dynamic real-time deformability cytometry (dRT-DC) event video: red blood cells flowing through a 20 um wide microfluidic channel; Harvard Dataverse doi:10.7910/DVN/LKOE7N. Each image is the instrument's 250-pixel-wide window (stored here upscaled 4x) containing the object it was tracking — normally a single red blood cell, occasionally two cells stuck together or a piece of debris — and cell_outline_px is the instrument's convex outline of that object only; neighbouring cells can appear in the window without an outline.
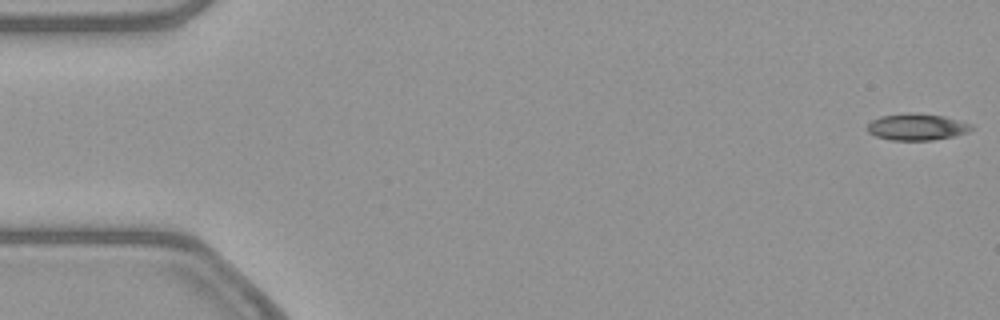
{"species": "common noctule bat (a hibernating species)", "species_latin": "Nyctalus noctula", "temperature_condition": "warm", "stored_images_in_passage": 54, "camera_frame_rate_fps": 3000, "um_per_image_px": 0.085, "animal": {"sex": "female", "body_mass_g": 21.9}, "frame": {"image": 1, "passage_image": 1, "time_ms": 0.0, "image_size_px": [1000, 320], "cell_outline_px": [[976, 128], [968, 132], [952, 136], [932, 140], [892, 140], [876, 136], [868, 132], [868, 124], [872, 120], [880, 116], [912, 112], [944, 116], [972, 124]], "centroid_in_image_um": [77.96, 10.78], "position_along_channel_um": 7.0, "area_um2": 16.13}}
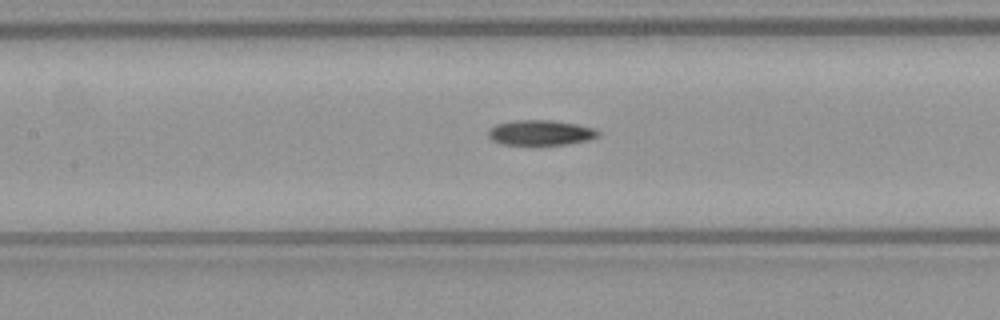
{"frame": {"image": 2, "passage_image": 24, "time_ms": 7.667, "image_size_px": [1000, 320], "cell_outline_px": [[600, 136], [588, 140], [568, 144], [504, 144], [492, 140], [488, 136], [488, 128], [496, 124], [516, 120], [552, 120], [576, 124], [596, 128], [600, 132]], "centroid_in_image_um": [45.97, 11.26], "position_along_channel_um": 161.4, "area_um2": 16.13}}
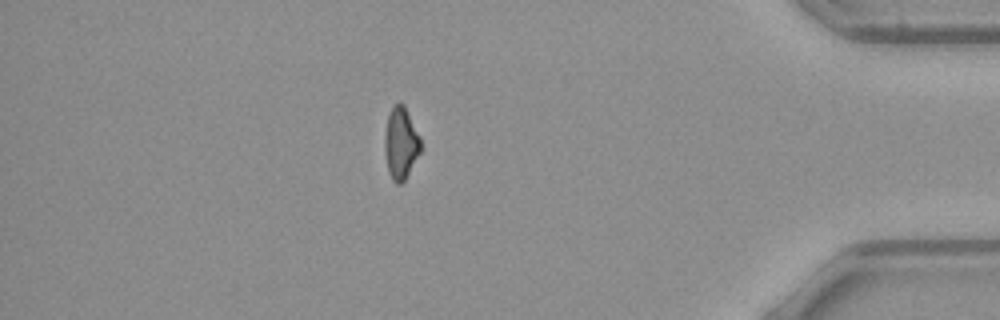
{"frame": {"image": 3, "passage_image": 46, "time_ms": 15.0, "image_size_px": [1000, 320], "cell_outline_px": [[420, 152], [404, 180], [400, 184], [396, 184], [392, 180], [388, 172], [384, 152], [384, 132], [388, 112], [392, 104], [400, 100], [404, 104], [420, 136]], "centroid_in_image_um": [34.03, 12.11], "position_along_channel_um": 401.2, "area_um2": 15.43}}